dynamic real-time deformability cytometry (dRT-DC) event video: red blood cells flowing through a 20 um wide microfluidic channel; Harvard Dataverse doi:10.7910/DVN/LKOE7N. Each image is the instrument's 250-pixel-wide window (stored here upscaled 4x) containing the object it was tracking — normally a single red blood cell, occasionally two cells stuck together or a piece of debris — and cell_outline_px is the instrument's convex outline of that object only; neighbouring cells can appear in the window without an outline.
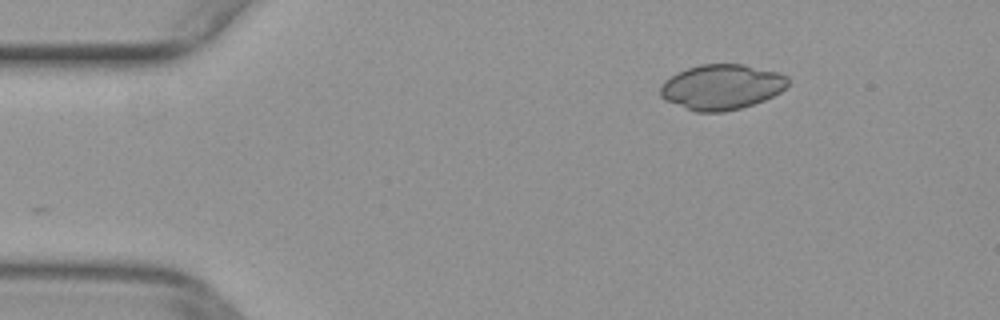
{"species": "common noctule bat (a hibernating species)", "species_latin": "Nyctalus noctula", "temperature_condition": "warm", "stored_images_in_passage": 36, "camera_frame_rate_fps": 3000, "um_per_image_px": 0.085, "animal": {"sex": "female", "body_mass_g": 29.2, "forearm_length_mm": 56.3}, "frame": {"image": 1, "passage_image": 1, "time_ms": 0.0, "image_size_px": [1000, 320], "cell_outline_px": [[788, 84], [780, 92], [764, 100], [740, 108], [724, 112], [696, 112], [668, 100], [660, 96], [660, 84], [664, 80], [676, 72], [700, 64], [744, 64], [780, 72], [788, 76]], "centroid_in_image_um": [61.35, 7.37], "position_along_channel_um": 23.7, "area_um2": 33.64}}